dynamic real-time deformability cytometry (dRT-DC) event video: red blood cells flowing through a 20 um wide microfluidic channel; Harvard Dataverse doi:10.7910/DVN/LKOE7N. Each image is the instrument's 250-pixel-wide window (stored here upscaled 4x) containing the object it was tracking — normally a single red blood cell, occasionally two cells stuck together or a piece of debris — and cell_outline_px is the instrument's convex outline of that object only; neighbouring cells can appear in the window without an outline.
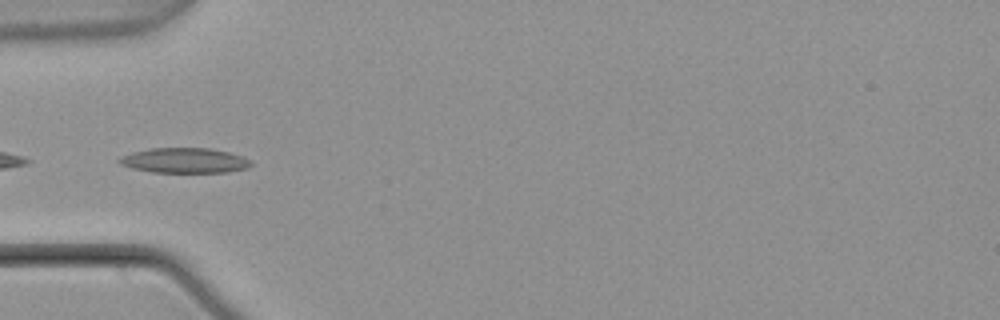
{"species": "common noctule bat (a hibernating species)", "species_latin": "Nyctalus noctula", "temperature_condition": "warm", "stored_images_in_passage": 5, "camera_frame_rate_fps": 3000, "um_per_image_px": 0.085, "animal": {"sex": "male", "body_mass_g": 21.5, "forearm_length_mm": 52.0}, "frame": {"image": 1, "passage_image": 5, "time_ms": 1.333, "image_size_px": [1000, 320], "cell_outline_px": [[252, 164], [248, 168], [228, 172], [152, 172], [132, 168], [120, 164], [116, 160], [120, 156], [132, 152], [152, 148], [212, 148], [244, 156], [252, 160]], "centroid_in_image_um": [15.7, 13.64], "position_along_channel_um": 69.3, "area_um2": 19.42}}